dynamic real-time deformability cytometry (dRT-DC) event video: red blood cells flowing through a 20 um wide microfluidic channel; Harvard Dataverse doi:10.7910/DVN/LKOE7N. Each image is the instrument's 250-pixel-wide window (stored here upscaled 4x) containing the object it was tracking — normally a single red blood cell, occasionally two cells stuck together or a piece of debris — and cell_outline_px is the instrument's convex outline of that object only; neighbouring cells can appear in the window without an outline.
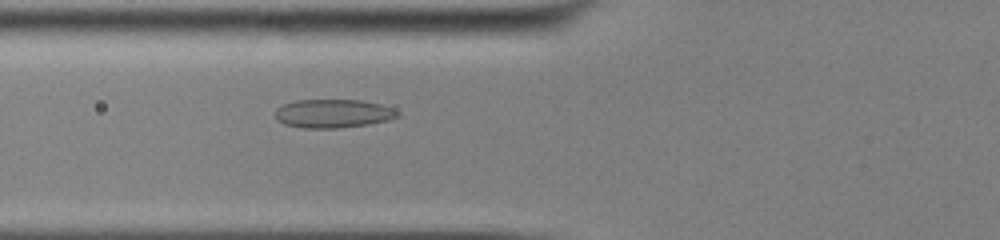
{"species": "common noctule bat (a hibernating species)", "species_latin": "Nyctalus noctula", "temperature_condition": "cold", "stored_images_in_passage": 42, "camera_frame_rate_fps": 3000, "um_per_image_px": 0.085, "animal": {"sex": "male", "body_mass_g": 13.0, "forearm_length_mm": 53.1}, "frame": {"image": 1, "passage_image": 10, "time_ms": 3.0, "image_size_px": [1000, 240], "cell_outline_px": [[400, 116], [388, 120], [368, 124], [340, 128], [304, 128], [284, 124], [276, 120], [276, 108], [284, 104], [296, 100], [360, 100], [380, 104], [392, 108], [400, 112]], "centroid_in_image_um": [28.32, 9.65], "position_along_channel_um": 97.5, "area_um2": 20.4}}
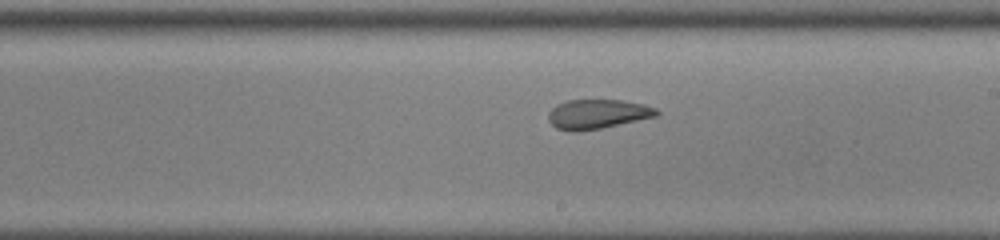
{"frame": {"image": 2, "passage_image": 21, "time_ms": 6.667, "image_size_px": [1000, 240], "cell_outline_px": [[660, 112], [656, 116], [600, 128], [580, 132], [572, 132], [556, 128], [548, 120], [548, 112], [556, 104], [568, 100], [620, 100], [644, 104], [656, 108]], "centroid_in_image_um": [50.75, 9.7], "position_along_channel_um": 238.3, "area_um2": 18.55}}
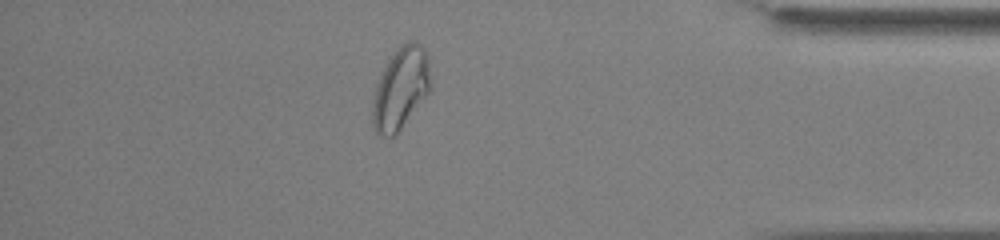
{"frame": {"image": 3, "passage_image": 36, "time_ms": 11.667, "image_size_px": [1000, 240], "cell_outline_px": [[432, 84], [428, 92], [396, 136], [380, 136], [376, 132], [372, 124], [372, 100], [376, 84], [388, 60], [396, 48], [400, 44], [408, 40], [412, 40], [420, 44], [424, 48], [428, 56]], "centroid_in_image_um": [34.05, 7.5], "position_along_channel_um": 401.1, "area_um2": 27.98}}